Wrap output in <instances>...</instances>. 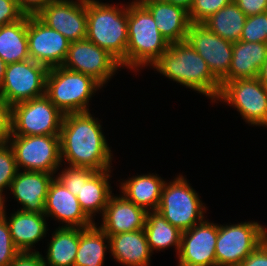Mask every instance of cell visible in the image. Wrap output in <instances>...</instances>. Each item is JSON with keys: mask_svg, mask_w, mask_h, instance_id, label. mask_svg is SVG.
Instances as JSON below:
<instances>
[{"mask_svg": "<svg viewBox=\"0 0 267 266\" xmlns=\"http://www.w3.org/2000/svg\"><path fill=\"white\" fill-rule=\"evenodd\" d=\"M98 120L90 111L63 116L59 135L62 163L96 171L113 167V153Z\"/></svg>", "mask_w": 267, "mask_h": 266, "instance_id": "cell-1", "label": "cell"}, {"mask_svg": "<svg viewBox=\"0 0 267 266\" xmlns=\"http://www.w3.org/2000/svg\"><path fill=\"white\" fill-rule=\"evenodd\" d=\"M247 16L232 1L227 6L219 9L202 24L216 35L235 43L240 40Z\"/></svg>", "mask_w": 267, "mask_h": 266, "instance_id": "cell-30", "label": "cell"}, {"mask_svg": "<svg viewBox=\"0 0 267 266\" xmlns=\"http://www.w3.org/2000/svg\"><path fill=\"white\" fill-rule=\"evenodd\" d=\"M25 15L17 0H0V27L19 21Z\"/></svg>", "mask_w": 267, "mask_h": 266, "instance_id": "cell-36", "label": "cell"}, {"mask_svg": "<svg viewBox=\"0 0 267 266\" xmlns=\"http://www.w3.org/2000/svg\"><path fill=\"white\" fill-rule=\"evenodd\" d=\"M185 177L179 174L165 181L157 208V212L182 232L203 221L207 209Z\"/></svg>", "mask_w": 267, "mask_h": 266, "instance_id": "cell-6", "label": "cell"}, {"mask_svg": "<svg viewBox=\"0 0 267 266\" xmlns=\"http://www.w3.org/2000/svg\"><path fill=\"white\" fill-rule=\"evenodd\" d=\"M0 57L6 64L30 59L27 37V15L0 27Z\"/></svg>", "mask_w": 267, "mask_h": 266, "instance_id": "cell-28", "label": "cell"}, {"mask_svg": "<svg viewBox=\"0 0 267 266\" xmlns=\"http://www.w3.org/2000/svg\"><path fill=\"white\" fill-rule=\"evenodd\" d=\"M64 68L93 77L102 86L121 68L120 63L106 50L87 38L70 42Z\"/></svg>", "mask_w": 267, "mask_h": 266, "instance_id": "cell-12", "label": "cell"}, {"mask_svg": "<svg viewBox=\"0 0 267 266\" xmlns=\"http://www.w3.org/2000/svg\"><path fill=\"white\" fill-rule=\"evenodd\" d=\"M17 171L14 152L8 142L3 143L0 145V194L3 196L4 190L10 189Z\"/></svg>", "mask_w": 267, "mask_h": 266, "instance_id": "cell-31", "label": "cell"}, {"mask_svg": "<svg viewBox=\"0 0 267 266\" xmlns=\"http://www.w3.org/2000/svg\"><path fill=\"white\" fill-rule=\"evenodd\" d=\"M111 172L112 169L102 171L91 169L81 179V188L76 197L82 210L92 221L97 213L103 215L112 195V187L109 182Z\"/></svg>", "mask_w": 267, "mask_h": 266, "instance_id": "cell-22", "label": "cell"}, {"mask_svg": "<svg viewBox=\"0 0 267 266\" xmlns=\"http://www.w3.org/2000/svg\"><path fill=\"white\" fill-rule=\"evenodd\" d=\"M240 266H267V239L252 251Z\"/></svg>", "mask_w": 267, "mask_h": 266, "instance_id": "cell-38", "label": "cell"}, {"mask_svg": "<svg viewBox=\"0 0 267 266\" xmlns=\"http://www.w3.org/2000/svg\"><path fill=\"white\" fill-rule=\"evenodd\" d=\"M6 196H3L2 194H0V219L3 218V214L5 211V203H6Z\"/></svg>", "mask_w": 267, "mask_h": 266, "instance_id": "cell-45", "label": "cell"}, {"mask_svg": "<svg viewBox=\"0 0 267 266\" xmlns=\"http://www.w3.org/2000/svg\"><path fill=\"white\" fill-rule=\"evenodd\" d=\"M267 239V227L257 221L218 224L216 266H240L241 262Z\"/></svg>", "mask_w": 267, "mask_h": 266, "instance_id": "cell-7", "label": "cell"}, {"mask_svg": "<svg viewBox=\"0 0 267 266\" xmlns=\"http://www.w3.org/2000/svg\"><path fill=\"white\" fill-rule=\"evenodd\" d=\"M113 5L99 0H86V38L106 50L126 68V46L128 43L127 6Z\"/></svg>", "mask_w": 267, "mask_h": 266, "instance_id": "cell-3", "label": "cell"}, {"mask_svg": "<svg viewBox=\"0 0 267 266\" xmlns=\"http://www.w3.org/2000/svg\"><path fill=\"white\" fill-rule=\"evenodd\" d=\"M6 65L7 64L0 57V87H1L3 80H4Z\"/></svg>", "mask_w": 267, "mask_h": 266, "instance_id": "cell-44", "label": "cell"}, {"mask_svg": "<svg viewBox=\"0 0 267 266\" xmlns=\"http://www.w3.org/2000/svg\"><path fill=\"white\" fill-rule=\"evenodd\" d=\"M7 142L18 170L56 174L63 166L59 135H10Z\"/></svg>", "mask_w": 267, "mask_h": 266, "instance_id": "cell-8", "label": "cell"}, {"mask_svg": "<svg viewBox=\"0 0 267 266\" xmlns=\"http://www.w3.org/2000/svg\"><path fill=\"white\" fill-rule=\"evenodd\" d=\"M12 106L0 94V141L6 143L11 135Z\"/></svg>", "mask_w": 267, "mask_h": 266, "instance_id": "cell-37", "label": "cell"}, {"mask_svg": "<svg viewBox=\"0 0 267 266\" xmlns=\"http://www.w3.org/2000/svg\"><path fill=\"white\" fill-rule=\"evenodd\" d=\"M19 8L26 15H37L43 8L53 0H17Z\"/></svg>", "mask_w": 267, "mask_h": 266, "instance_id": "cell-41", "label": "cell"}, {"mask_svg": "<svg viewBox=\"0 0 267 266\" xmlns=\"http://www.w3.org/2000/svg\"><path fill=\"white\" fill-rule=\"evenodd\" d=\"M144 231L152 253L173 246L178 255L182 231L172 226L159 212L148 211Z\"/></svg>", "mask_w": 267, "mask_h": 266, "instance_id": "cell-29", "label": "cell"}, {"mask_svg": "<svg viewBox=\"0 0 267 266\" xmlns=\"http://www.w3.org/2000/svg\"><path fill=\"white\" fill-rule=\"evenodd\" d=\"M127 4L126 68L138 72L143 67H151L168 49L169 43L143 4Z\"/></svg>", "mask_w": 267, "mask_h": 266, "instance_id": "cell-4", "label": "cell"}, {"mask_svg": "<svg viewBox=\"0 0 267 266\" xmlns=\"http://www.w3.org/2000/svg\"><path fill=\"white\" fill-rule=\"evenodd\" d=\"M148 211L135 205L122 194L109 198L100 228L108 235L142 230L146 224Z\"/></svg>", "mask_w": 267, "mask_h": 266, "instance_id": "cell-19", "label": "cell"}, {"mask_svg": "<svg viewBox=\"0 0 267 266\" xmlns=\"http://www.w3.org/2000/svg\"><path fill=\"white\" fill-rule=\"evenodd\" d=\"M219 101L237 109L249 125L267 127V87L258 78L223 82L215 102Z\"/></svg>", "mask_w": 267, "mask_h": 266, "instance_id": "cell-9", "label": "cell"}, {"mask_svg": "<svg viewBox=\"0 0 267 266\" xmlns=\"http://www.w3.org/2000/svg\"><path fill=\"white\" fill-rule=\"evenodd\" d=\"M267 60V43L237 41L233 43V56L227 73V81L258 78Z\"/></svg>", "mask_w": 267, "mask_h": 266, "instance_id": "cell-24", "label": "cell"}, {"mask_svg": "<svg viewBox=\"0 0 267 266\" xmlns=\"http://www.w3.org/2000/svg\"><path fill=\"white\" fill-rule=\"evenodd\" d=\"M143 5L150 11L158 30L169 44L187 39L191 21L184 7L162 0H148Z\"/></svg>", "mask_w": 267, "mask_h": 266, "instance_id": "cell-21", "label": "cell"}, {"mask_svg": "<svg viewBox=\"0 0 267 266\" xmlns=\"http://www.w3.org/2000/svg\"><path fill=\"white\" fill-rule=\"evenodd\" d=\"M151 67L168 79L210 98L212 104L219 96L221 83L187 40L170 43Z\"/></svg>", "mask_w": 267, "mask_h": 266, "instance_id": "cell-2", "label": "cell"}, {"mask_svg": "<svg viewBox=\"0 0 267 266\" xmlns=\"http://www.w3.org/2000/svg\"><path fill=\"white\" fill-rule=\"evenodd\" d=\"M46 256V266H74L79 246V228L59 225L50 237Z\"/></svg>", "mask_w": 267, "mask_h": 266, "instance_id": "cell-27", "label": "cell"}, {"mask_svg": "<svg viewBox=\"0 0 267 266\" xmlns=\"http://www.w3.org/2000/svg\"><path fill=\"white\" fill-rule=\"evenodd\" d=\"M246 16L267 11V0H233Z\"/></svg>", "mask_w": 267, "mask_h": 266, "instance_id": "cell-40", "label": "cell"}, {"mask_svg": "<svg viewBox=\"0 0 267 266\" xmlns=\"http://www.w3.org/2000/svg\"><path fill=\"white\" fill-rule=\"evenodd\" d=\"M8 266H46L43 255L36 252H20Z\"/></svg>", "mask_w": 267, "mask_h": 266, "instance_id": "cell-39", "label": "cell"}, {"mask_svg": "<svg viewBox=\"0 0 267 266\" xmlns=\"http://www.w3.org/2000/svg\"><path fill=\"white\" fill-rule=\"evenodd\" d=\"M233 0H193L188 11L191 23H203L219 9L230 4Z\"/></svg>", "mask_w": 267, "mask_h": 266, "instance_id": "cell-33", "label": "cell"}, {"mask_svg": "<svg viewBox=\"0 0 267 266\" xmlns=\"http://www.w3.org/2000/svg\"><path fill=\"white\" fill-rule=\"evenodd\" d=\"M27 37L30 59L48 69L63 65L70 41L60 32L49 28L36 15H27Z\"/></svg>", "mask_w": 267, "mask_h": 266, "instance_id": "cell-13", "label": "cell"}, {"mask_svg": "<svg viewBox=\"0 0 267 266\" xmlns=\"http://www.w3.org/2000/svg\"><path fill=\"white\" fill-rule=\"evenodd\" d=\"M122 195L147 211H157L165 180L159 174H137L120 182Z\"/></svg>", "mask_w": 267, "mask_h": 266, "instance_id": "cell-25", "label": "cell"}, {"mask_svg": "<svg viewBox=\"0 0 267 266\" xmlns=\"http://www.w3.org/2000/svg\"><path fill=\"white\" fill-rule=\"evenodd\" d=\"M110 250L116 262L124 266H149L152 252L144 229L109 236Z\"/></svg>", "mask_w": 267, "mask_h": 266, "instance_id": "cell-23", "label": "cell"}, {"mask_svg": "<svg viewBox=\"0 0 267 266\" xmlns=\"http://www.w3.org/2000/svg\"><path fill=\"white\" fill-rule=\"evenodd\" d=\"M54 177V174L46 172L18 170L9 190L15 200L22 205L19 209L44 214L48 188Z\"/></svg>", "mask_w": 267, "mask_h": 266, "instance_id": "cell-18", "label": "cell"}, {"mask_svg": "<svg viewBox=\"0 0 267 266\" xmlns=\"http://www.w3.org/2000/svg\"><path fill=\"white\" fill-rule=\"evenodd\" d=\"M259 81L267 87V60L262 65L259 74H258Z\"/></svg>", "mask_w": 267, "mask_h": 266, "instance_id": "cell-43", "label": "cell"}, {"mask_svg": "<svg viewBox=\"0 0 267 266\" xmlns=\"http://www.w3.org/2000/svg\"><path fill=\"white\" fill-rule=\"evenodd\" d=\"M48 70L32 59L7 64L0 94L11 106L43 96Z\"/></svg>", "mask_w": 267, "mask_h": 266, "instance_id": "cell-11", "label": "cell"}, {"mask_svg": "<svg viewBox=\"0 0 267 266\" xmlns=\"http://www.w3.org/2000/svg\"><path fill=\"white\" fill-rule=\"evenodd\" d=\"M36 16L70 42L87 36L86 0H53Z\"/></svg>", "mask_w": 267, "mask_h": 266, "instance_id": "cell-15", "label": "cell"}, {"mask_svg": "<svg viewBox=\"0 0 267 266\" xmlns=\"http://www.w3.org/2000/svg\"><path fill=\"white\" fill-rule=\"evenodd\" d=\"M162 1L184 7L187 11H189V9L193 4V0H162Z\"/></svg>", "mask_w": 267, "mask_h": 266, "instance_id": "cell-42", "label": "cell"}, {"mask_svg": "<svg viewBox=\"0 0 267 266\" xmlns=\"http://www.w3.org/2000/svg\"><path fill=\"white\" fill-rule=\"evenodd\" d=\"M101 88L93 77L60 66L48 70L45 95L65 115L90 111L89 100Z\"/></svg>", "mask_w": 267, "mask_h": 266, "instance_id": "cell-5", "label": "cell"}, {"mask_svg": "<svg viewBox=\"0 0 267 266\" xmlns=\"http://www.w3.org/2000/svg\"><path fill=\"white\" fill-rule=\"evenodd\" d=\"M186 40L205 60L213 76L221 84L226 82L233 56V43L216 35L202 23H191Z\"/></svg>", "mask_w": 267, "mask_h": 266, "instance_id": "cell-14", "label": "cell"}, {"mask_svg": "<svg viewBox=\"0 0 267 266\" xmlns=\"http://www.w3.org/2000/svg\"><path fill=\"white\" fill-rule=\"evenodd\" d=\"M20 251L13 244L5 218L0 219V266H8Z\"/></svg>", "mask_w": 267, "mask_h": 266, "instance_id": "cell-35", "label": "cell"}, {"mask_svg": "<svg viewBox=\"0 0 267 266\" xmlns=\"http://www.w3.org/2000/svg\"><path fill=\"white\" fill-rule=\"evenodd\" d=\"M109 249V236L96 223L88 228H79V246L74 266H103Z\"/></svg>", "mask_w": 267, "mask_h": 266, "instance_id": "cell-26", "label": "cell"}, {"mask_svg": "<svg viewBox=\"0 0 267 266\" xmlns=\"http://www.w3.org/2000/svg\"><path fill=\"white\" fill-rule=\"evenodd\" d=\"M44 215L62 222V227L88 228L95 224L82 210L76 196L55 177L51 181L45 201Z\"/></svg>", "mask_w": 267, "mask_h": 266, "instance_id": "cell-17", "label": "cell"}, {"mask_svg": "<svg viewBox=\"0 0 267 266\" xmlns=\"http://www.w3.org/2000/svg\"><path fill=\"white\" fill-rule=\"evenodd\" d=\"M218 224L203 220L182 232L177 266H216Z\"/></svg>", "mask_w": 267, "mask_h": 266, "instance_id": "cell-16", "label": "cell"}, {"mask_svg": "<svg viewBox=\"0 0 267 266\" xmlns=\"http://www.w3.org/2000/svg\"><path fill=\"white\" fill-rule=\"evenodd\" d=\"M90 168L67 166L55 178L61 182L74 196L78 195L81 188V179L90 171Z\"/></svg>", "mask_w": 267, "mask_h": 266, "instance_id": "cell-34", "label": "cell"}, {"mask_svg": "<svg viewBox=\"0 0 267 266\" xmlns=\"http://www.w3.org/2000/svg\"><path fill=\"white\" fill-rule=\"evenodd\" d=\"M63 116L46 95L15 104L11 135H60Z\"/></svg>", "mask_w": 267, "mask_h": 266, "instance_id": "cell-10", "label": "cell"}, {"mask_svg": "<svg viewBox=\"0 0 267 266\" xmlns=\"http://www.w3.org/2000/svg\"><path fill=\"white\" fill-rule=\"evenodd\" d=\"M6 208L3 214L5 218L13 244L20 252H36L33 247L41 239L46 237L47 217L44 214L25 212L20 209L7 216Z\"/></svg>", "mask_w": 267, "mask_h": 266, "instance_id": "cell-20", "label": "cell"}, {"mask_svg": "<svg viewBox=\"0 0 267 266\" xmlns=\"http://www.w3.org/2000/svg\"><path fill=\"white\" fill-rule=\"evenodd\" d=\"M146 1H148V0H133V1L131 2V4H143V3L146 2Z\"/></svg>", "mask_w": 267, "mask_h": 266, "instance_id": "cell-46", "label": "cell"}, {"mask_svg": "<svg viewBox=\"0 0 267 266\" xmlns=\"http://www.w3.org/2000/svg\"><path fill=\"white\" fill-rule=\"evenodd\" d=\"M240 40L267 43V11L247 16Z\"/></svg>", "mask_w": 267, "mask_h": 266, "instance_id": "cell-32", "label": "cell"}]
</instances>
